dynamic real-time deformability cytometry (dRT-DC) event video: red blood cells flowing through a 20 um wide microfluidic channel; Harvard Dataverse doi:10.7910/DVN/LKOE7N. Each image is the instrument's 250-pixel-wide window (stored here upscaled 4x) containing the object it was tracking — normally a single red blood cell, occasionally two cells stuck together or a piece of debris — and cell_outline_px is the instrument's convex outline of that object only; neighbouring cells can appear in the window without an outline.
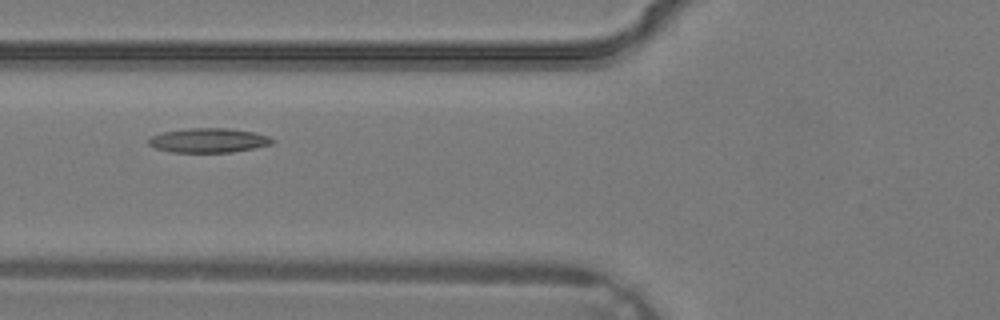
{"species": "common noctule bat (a hibernating species)", "species_latin": "Nyctalus noctula", "temperature_condition": "warm", "stored_images_in_passage": 3, "camera_frame_rate_fps": 3000, "um_per_image_px": 0.085, "animal": {"sex": "male", "body_mass_g": 19.2, "forearm_length_mm": 51.8}, "frame": {"image": 1, "passage_image": 3, "time_ms": 0.667, "image_size_px": [1000, 320], "cell_outline_px": [[276, 140], [272, 144], [232, 152], [172, 152], [156, 148], [148, 144], [148, 140], [152, 136], [164, 132], [188, 128], [228, 128], [252, 132], [268, 136]], "centroid_in_image_um": [17.73, 11.93], "position_along_channel_um": 108.1, "area_um2": 17.4}}